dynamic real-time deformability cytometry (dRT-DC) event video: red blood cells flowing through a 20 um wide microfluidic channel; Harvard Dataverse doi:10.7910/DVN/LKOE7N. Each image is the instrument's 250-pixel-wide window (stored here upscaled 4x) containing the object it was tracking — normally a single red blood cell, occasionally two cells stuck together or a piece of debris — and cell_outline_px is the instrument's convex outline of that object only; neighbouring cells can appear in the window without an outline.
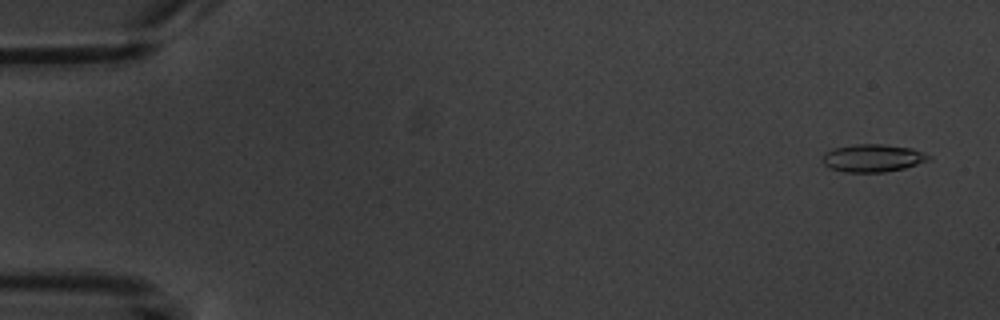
{"species": "common noctule bat (a hibernating species)", "species_latin": "Nyctalus noctula", "temperature_condition": "warm", "stored_images_in_passage": 5, "camera_frame_rate_fps": 3000, "um_per_image_px": 0.085, "animal": {"sex": "male", "body_mass_g": 20.1, "forearm_length_mm": 53.5}, "frame": {"image": 1, "passage_image": 1, "time_ms": 0.0, "image_size_px": [1000, 320], "cell_outline_px": [[932, 160], [904, 168], [884, 172], [844, 172], [828, 168], [820, 160], [820, 156], [824, 152], [832, 148], [856, 144], [884, 144], [912, 148], [924, 152], [932, 156]], "centroid_in_image_um": [74.16, 13.43], "position_along_channel_um": 10.8, "area_um2": 17.57}}
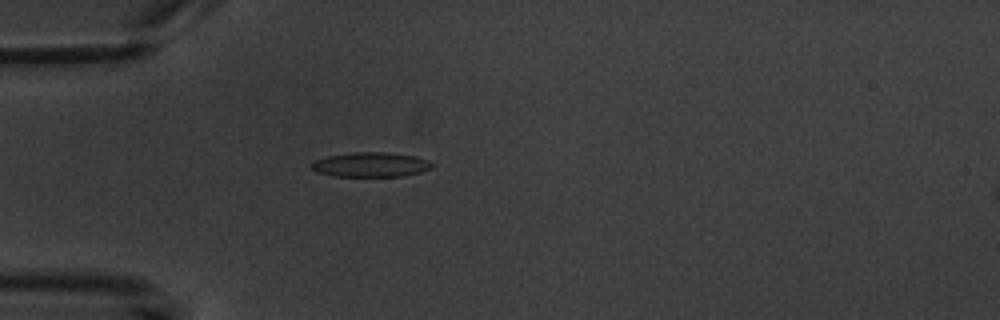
{"frame": {"image": 2, "passage_image": 5, "time_ms": 4.667, "image_size_px": [1000, 320], "cell_outline_px": [[432, 168], [420, 172], [404, 176], [332, 176], [316, 172], [312, 168], [312, 164], [316, 160], [328, 156], [352, 152], [388, 152], [416, 156], [428, 160], [432, 164]], "centroid_in_image_um": [31.53, 13.99], "position_along_channel_um": 53.5, "area_um2": 17.28}}